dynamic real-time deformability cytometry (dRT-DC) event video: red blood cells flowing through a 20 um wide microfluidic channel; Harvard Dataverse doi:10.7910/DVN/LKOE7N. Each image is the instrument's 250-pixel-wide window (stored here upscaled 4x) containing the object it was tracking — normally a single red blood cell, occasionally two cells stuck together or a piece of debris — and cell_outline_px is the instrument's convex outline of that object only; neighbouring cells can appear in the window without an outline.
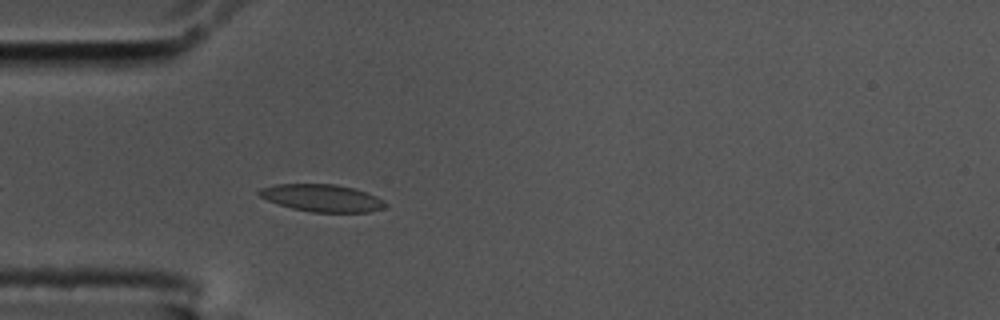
{"species": "common noctule bat (a hibernating species)", "species_latin": "Nyctalus noctula", "temperature_condition": "cold", "stored_images_in_passage": 6, "camera_frame_rate_fps": 3000, "um_per_image_px": 0.085, "animal": {"sex": "male", "body_mass_g": 17.5, "forearm_length_mm": 52.3}, "frame": {"image": 1, "passage_image": 5, "time_ms": 1.333, "image_size_px": [1000, 320], "cell_outline_px": [[388, 204], [384, 208], [368, 212], [312, 212], [292, 208], [268, 200], [260, 196], [256, 192], [260, 188], [276, 184], [336, 184], [352, 188], [376, 196]], "centroid_in_image_um": [27.36, 16.83], "position_along_channel_um": 57.6, "area_um2": 19.88}}